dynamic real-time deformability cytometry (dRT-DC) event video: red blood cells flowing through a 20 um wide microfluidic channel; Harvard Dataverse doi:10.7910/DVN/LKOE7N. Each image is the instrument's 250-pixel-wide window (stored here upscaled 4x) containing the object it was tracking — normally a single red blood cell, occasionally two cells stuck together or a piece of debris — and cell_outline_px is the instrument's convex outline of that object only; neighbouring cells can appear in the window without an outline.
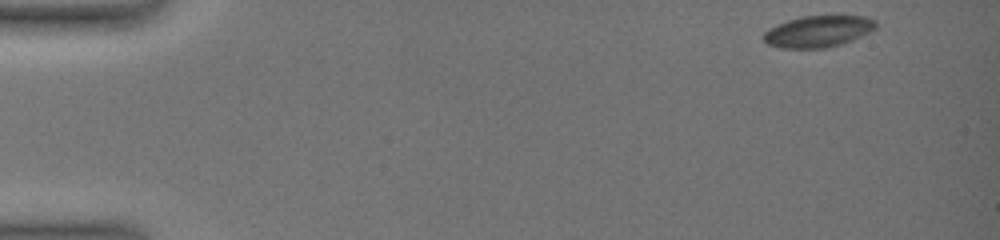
{"species": "common noctule bat (a hibernating species)", "species_latin": "Nyctalus noctula", "temperature_condition": "warm", "stored_images_in_passage": 48, "camera_frame_rate_fps": 3000, "um_per_image_px": 0.085, "animal": {"sex": "female", "body_mass_g": 19.0, "forearm_length_mm": 51.5}, "frame": {"image": 1, "passage_image": 1, "time_ms": 0.0, "image_size_px": [1000, 240], "cell_outline_px": [[876, 28], [852, 40], [840, 44], [824, 48], [780, 48], [768, 44], [760, 36], [768, 28], [776, 24], [800, 16], [840, 12], [864, 16], [876, 20]], "centroid_in_image_um": [69.55, 2.6], "position_along_channel_um": 15.4, "area_um2": 21.56}}
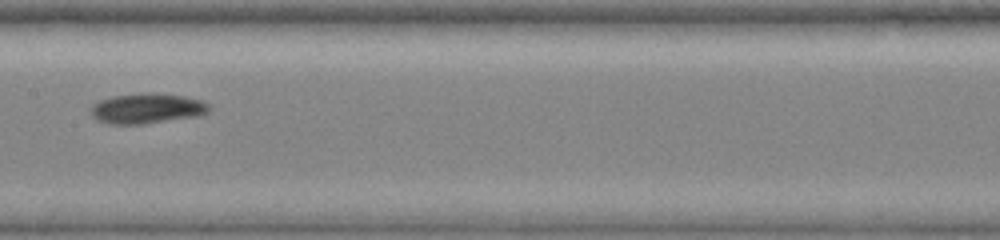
{"frame": {"image": 2, "passage_image": 28, "time_ms": 9.0, "image_size_px": [1000, 240], "cell_outline_px": [[212, 108], [208, 112], [200, 116], [144, 124], [108, 124], [96, 120], [92, 116], [92, 104], [100, 100], [112, 96], [148, 92], [184, 96], [204, 100], [212, 104]], "centroid_in_image_um": [12.56, 9.22], "position_along_channel_um": 194.8, "area_um2": 21.21}}
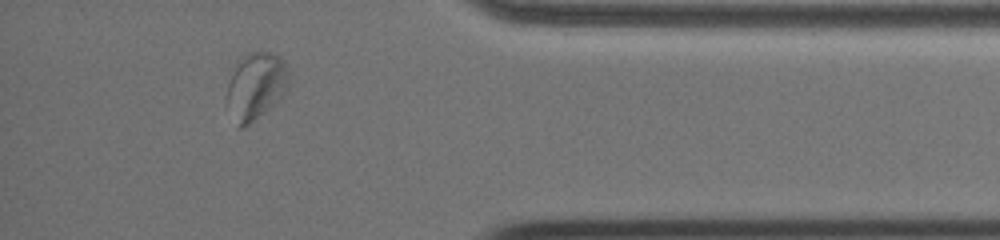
{"frame": {"image": 3, "passage_image": 42, "time_ms": 15.667, "image_size_px": [1000, 240], "cell_outline_px": [[288, 92], [280, 100], [244, 128], [236, 128], [224, 104], [224, 100], [228, 84], [236, 68], [244, 56], [248, 52], [268, 52], [280, 56], [284, 60], [288, 72]], "centroid_in_image_um": [21.73, 7.39], "position_along_channel_um": 413.5, "area_um2": 24.68}, "authors_computed_cell_mechanics": {"area_um2": 21.0392, "velocity_mm_per_s": 3.4737, "shape_relaxation_time_tau1_ms": 5.0844, "shape_relaxation_time_tau2_ms": 3.3171, "deformation_change_tau1": 0.1046, "deformation_change_tau2": 0.06}}